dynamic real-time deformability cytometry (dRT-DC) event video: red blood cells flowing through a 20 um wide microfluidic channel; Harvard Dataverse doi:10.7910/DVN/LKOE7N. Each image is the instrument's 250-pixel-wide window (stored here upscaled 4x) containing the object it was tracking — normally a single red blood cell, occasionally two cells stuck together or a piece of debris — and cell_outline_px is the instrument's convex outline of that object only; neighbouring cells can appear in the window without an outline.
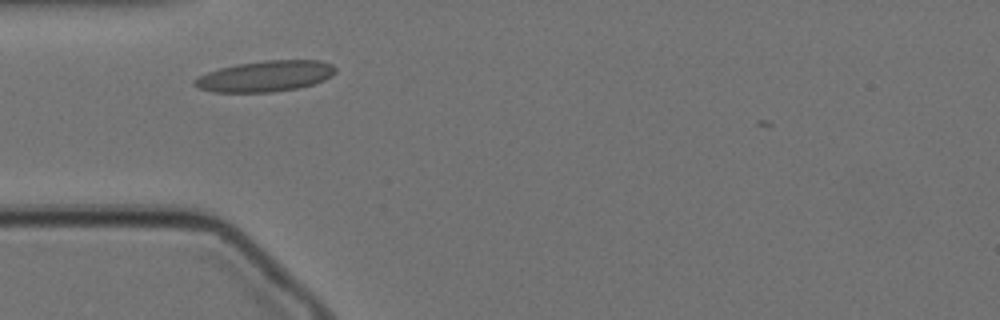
{"species": "Egyptian fruit bat (a non-hibernating species)", "species_latin": "Rousettus aegyptiacus", "temperature_condition": "cold", "stored_images_in_passage": 39, "camera_frame_rate_fps": 3000, "um_per_image_px": 0.085, "animal": {"sex": "female"}, "frame": {"image": 1, "passage_image": 1, "time_ms": 0.0, "image_size_px": [1000, 320], "cell_outline_px": [[336, 72], [332, 76], [324, 80], [312, 84], [296, 88], [272, 92], [212, 92], [200, 88], [192, 84], [192, 80], [208, 72], [220, 68], [236, 64], [264, 60], [320, 60], [332, 64], [336, 68]], "centroid_in_image_um": [22.56, 6.47], "position_along_channel_um": 62.4, "area_um2": 25.37}}
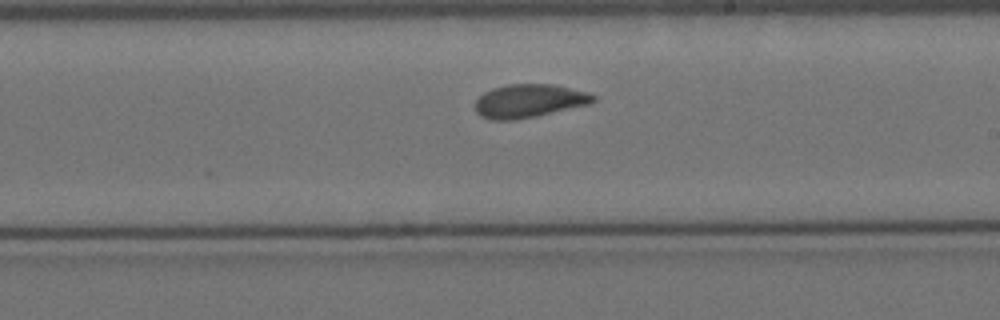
{"frame": {"image": 2, "passage_image": 17, "time_ms": 5.333, "image_size_px": [1000, 320], "cell_outline_px": [[596, 100], [592, 104], [536, 116], [516, 120], [492, 120], [480, 116], [476, 112], [476, 100], [484, 92], [492, 88], [508, 84], [552, 84], [584, 92], [596, 96]], "centroid_in_image_um": [44.96, 8.59], "position_along_channel_um": 244.0, "area_um2": 22.95}}
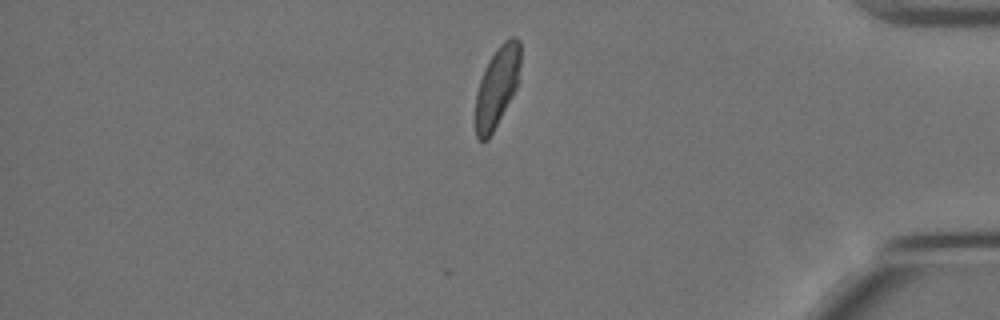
{"frame": {"image": 3, "passage_image": 33, "time_ms": 10.667, "image_size_px": [1000, 320], "cell_outline_px": [[520, 80], [512, 96], [488, 140], [476, 140], [476, 92], [484, 68], [488, 60], [496, 48], [508, 36], [516, 36], [520, 40]], "centroid_in_image_um": [42.26, 7.31], "position_along_channel_um": 392.9, "area_um2": 21.27}, "authors_computed_cell_mechanics": {"area_um2": 22.4264, "velocity_mm_per_s": 3.3992, "shape_relaxation_time_tau1_ms": 8.3772, "shape_relaxation_time_tau2_ms": 1.6554, "deformation_change_tau1": 0.167, "deformation_change_tau2": 0.0351}}